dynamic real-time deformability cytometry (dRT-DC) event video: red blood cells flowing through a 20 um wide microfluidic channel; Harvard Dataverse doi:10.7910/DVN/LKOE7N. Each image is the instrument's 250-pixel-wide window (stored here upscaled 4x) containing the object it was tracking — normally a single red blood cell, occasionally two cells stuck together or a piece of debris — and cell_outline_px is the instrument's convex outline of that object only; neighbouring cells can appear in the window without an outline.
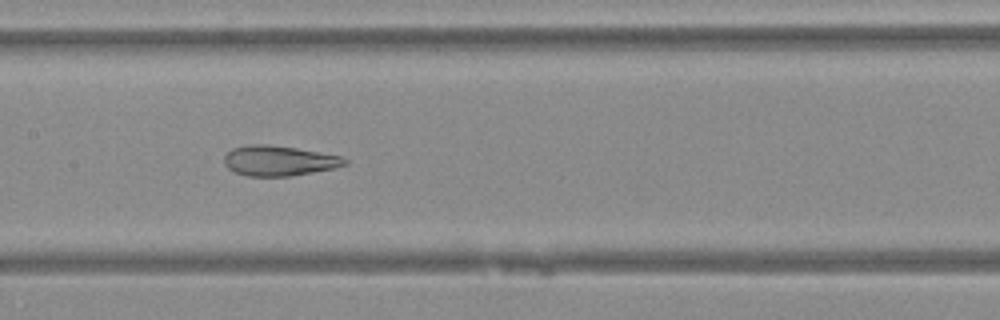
{"species": "Egyptian fruit bat (a non-hibernating species)", "species_latin": "Rousettus aegyptiacus", "temperature_condition": "warm", "stored_images_in_passage": 47, "camera_frame_rate_fps": 3000, "um_per_image_px": 0.085, "animal": {"sex": "female"}, "frame": {"image": 1, "passage_image": 23, "time_ms": 7.333, "image_size_px": [1000, 320], "cell_outline_px": [[348, 164], [332, 168], [292, 176], [248, 176], [236, 172], [228, 168], [224, 164], [224, 156], [232, 148], [248, 144], [268, 144], [296, 148], [340, 156], [348, 160]], "centroid_in_image_um": [23.68, 13.65], "position_along_channel_um": 183.7, "area_um2": 21.1}}
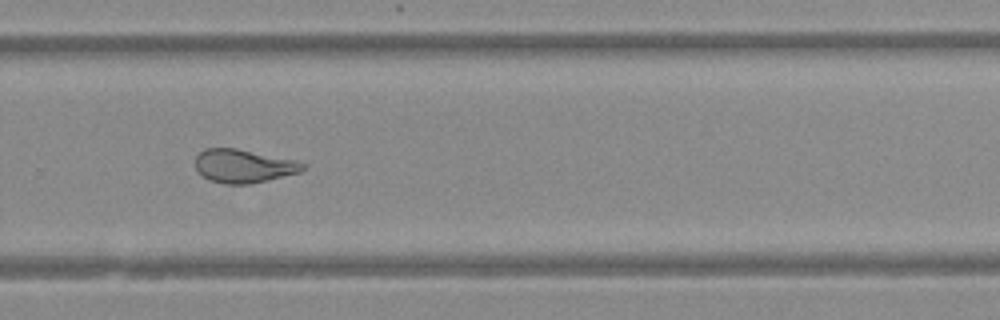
{"frame": {"image": 2, "passage_image": 32, "time_ms": 10.333, "image_size_px": [1000, 320], "cell_outline_px": [[308, 168], [300, 172], [268, 180], [248, 184], [224, 184], [208, 180], [196, 168], [196, 156], [204, 148], [236, 148], [296, 160], [308, 164]], "centroid_in_image_um": [20.75, 14.11], "position_along_channel_um": 309.1, "area_um2": 21.04}}
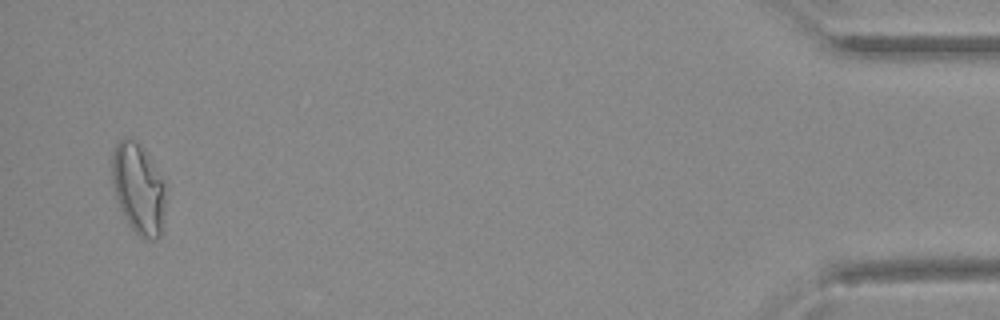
{"frame": {"image": 3, "passage_image": 46, "time_ms": 15.0, "image_size_px": [1000, 320], "cell_outline_px": [[168, 180], [160, 236], [156, 240], [148, 240], [140, 236], [132, 228], [124, 216], [120, 208], [112, 184], [112, 152], [116, 144], [120, 140], [132, 136], [144, 148]], "centroid_in_image_um": [11.81, 15.97], "position_along_channel_um": 423.4, "area_um2": 29.13}}